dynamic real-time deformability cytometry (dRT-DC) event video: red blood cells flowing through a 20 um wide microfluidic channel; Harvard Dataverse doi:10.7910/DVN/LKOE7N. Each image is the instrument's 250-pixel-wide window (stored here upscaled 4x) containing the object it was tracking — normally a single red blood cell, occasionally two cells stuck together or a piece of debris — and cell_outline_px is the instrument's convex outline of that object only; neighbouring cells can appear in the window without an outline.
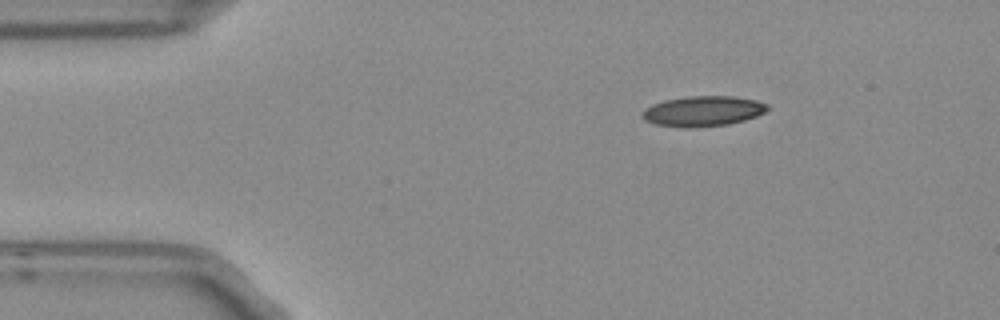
{"species": "Egyptian fruit bat (a non-hibernating species)", "species_latin": "Rousettus aegyptiacus", "temperature_condition": "room temperature", "stored_images_in_passage": 2, "camera_frame_rate_fps": 3000, "um_per_image_px": 0.085, "frame": {"image": 1, "passage_image": 1, "time_ms": 0.0, "image_size_px": [1000, 320], "cell_outline_px": [[768, 108], [764, 112], [756, 116], [744, 120], [728, 124], [696, 128], [684, 128], [656, 124], [644, 120], [640, 116], [644, 108], [652, 104], [664, 100], [688, 96], [732, 96], [756, 100], [768, 104]], "centroid_in_image_um": [59.71, 9.45], "position_along_channel_um": 25.3, "area_um2": 22.25}}